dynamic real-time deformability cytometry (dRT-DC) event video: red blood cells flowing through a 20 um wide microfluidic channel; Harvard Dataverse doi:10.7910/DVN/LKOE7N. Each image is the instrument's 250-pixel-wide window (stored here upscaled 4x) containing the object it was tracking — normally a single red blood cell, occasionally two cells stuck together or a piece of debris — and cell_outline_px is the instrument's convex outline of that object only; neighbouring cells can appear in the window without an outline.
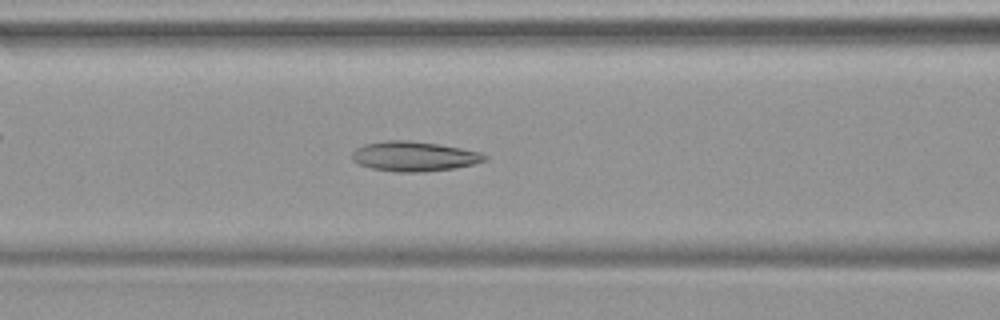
{"species": "common noctule bat (a hibernating species)", "species_latin": "Nyctalus noctula", "temperature_condition": "warm", "stored_images_in_passage": 47, "camera_frame_rate_fps": 3000, "um_per_image_px": 0.085, "animal": {"sex": "female", "body_mass_g": 19.9}, "frame": {"image": 1, "passage_image": 19, "time_ms": 6.0, "image_size_px": [1000, 320], "cell_outline_px": [[488, 160], [472, 164], [452, 168], [424, 172], [396, 172], [372, 168], [360, 164], [352, 160], [352, 152], [356, 148], [364, 144], [384, 140], [408, 140], [440, 144], [480, 152], [488, 156]], "centroid_in_image_um": [35.19, 13.28], "position_along_channel_um": 131.4, "area_um2": 23.06}}
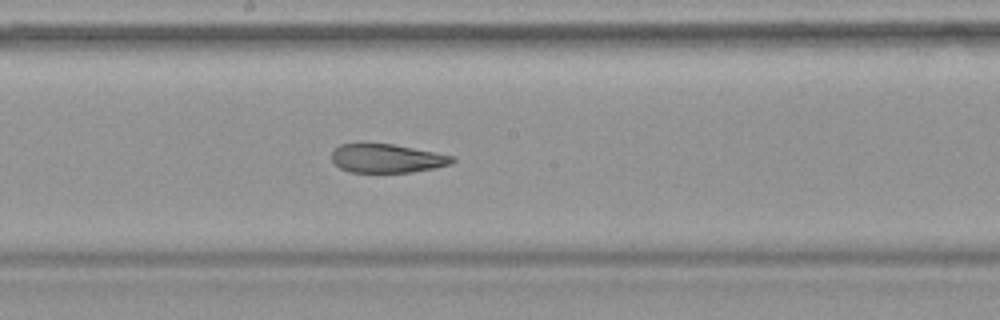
{"frame": {"image": 2, "passage_image": 25, "time_ms": 8.0, "image_size_px": [1000, 320], "cell_outline_px": [[456, 160], [452, 164], [436, 168], [412, 172], [348, 172], [340, 168], [332, 160], [332, 152], [340, 144], [392, 144], [436, 152], [456, 156]], "centroid_in_image_um": [32.95, 13.47], "position_along_channel_um": 215.3, "area_um2": 20.23}}
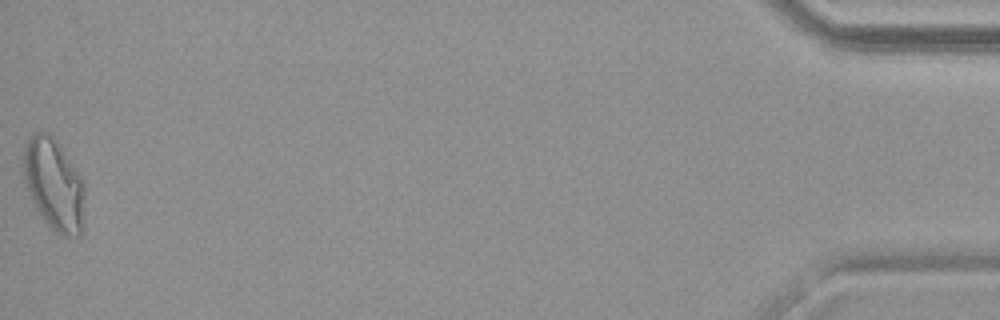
{"frame": {"image": 3, "passage_image": 47, "time_ms": 15.333, "image_size_px": [1000, 320], "cell_outline_px": [[84, 192], [80, 236], [60, 236], [44, 220], [36, 208], [28, 192], [24, 180], [24, 144], [36, 132], [48, 132], [52, 136], [84, 184]], "centroid_in_image_um": [4.55, 15.7], "position_along_channel_um": 430.7, "area_um2": 31.67}}